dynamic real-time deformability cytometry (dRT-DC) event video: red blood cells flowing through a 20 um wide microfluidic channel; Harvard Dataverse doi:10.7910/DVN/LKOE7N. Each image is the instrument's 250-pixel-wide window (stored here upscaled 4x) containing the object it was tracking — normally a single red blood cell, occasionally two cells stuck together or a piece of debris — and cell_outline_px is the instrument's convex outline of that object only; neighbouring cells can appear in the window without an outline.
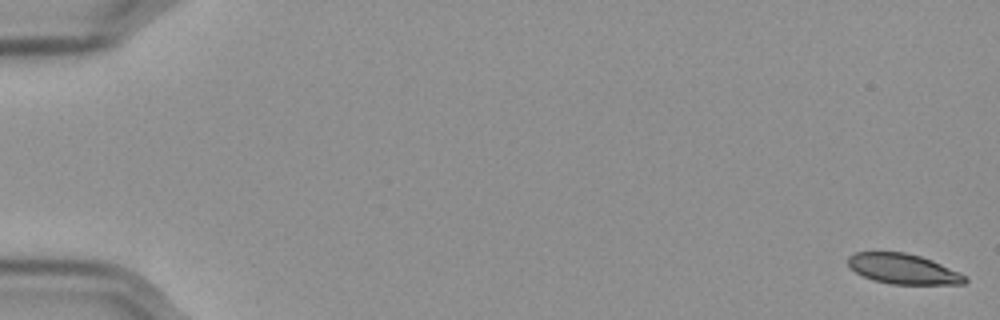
{"species": "Egyptian fruit bat (a non-hibernating species)", "species_latin": "Rousettus aegyptiacus", "temperature_condition": "cold", "stored_images_in_passage": 58, "camera_frame_rate_fps": 3000, "um_per_image_px": 0.085, "frame": {"image": 1, "passage_image": 1, "time_ms": 0.0, "image_size_px": [1000, 320], "cell_outline_px": [[968, 280], [964, 284], [892, 284], [872, 280], [856, 272], [848, 264], [848, 256], [856, 252], [904, 252], [920, 256], [932, 260], [960, 272], [968, 276]], "centroid_in_image_um": [76.81, 22.86], "position_along_channel_um": 8.2, "area_um2": 20.58}}
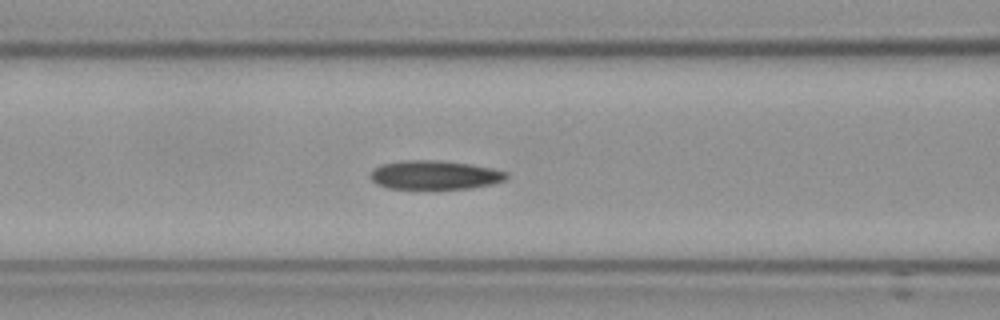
{"frame": {"image": 2, "passage_image": 25, "time_ms": 8.0, "image_size_px": [1000, 320], "cell_outline_px": [[508, 176], [504, 180], [492, 184], [468, 188], [388, 188], [376, 184], [368, 176], [372, 168], [380, 164], [404, 160], [440, 160], [468, 164], [492, 168], [508, 172]], "centroid_in_image_um": [36.9, 14.86], "position_along_channel_um": 129.7, "area_um2": 22.89}}
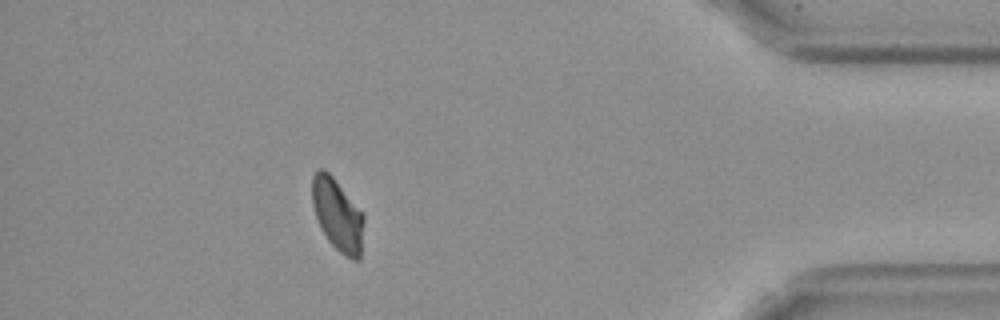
{"frame": {"image": 3, "passage_image": 52, "time_ms": 17.0, "image_size_px": [1000, 320], "cell_outline_px": [[364, 220], [360, 260], [352, 260], [340, 252], [328, 240], [316, 216], [312, 204], [312, 176], [316, 168], [324, 168], [332, 176], [364, 216]], "centroid_in_image_um": [28.68, 18.25], "position_along_channel_um": 406.5, "area_um2": 21.39}, "authors_computed_cell_mechanics": {"area_um2": 22.3108, "velocity_mm_per_s": 3.5581, "shape_relaxation_time_tau1_ms": 6.5553, "shape_relaxation_time_tau2_ms": null, "deformation_change_tau1": 0.1179, "deformation_change_tau2": null}}